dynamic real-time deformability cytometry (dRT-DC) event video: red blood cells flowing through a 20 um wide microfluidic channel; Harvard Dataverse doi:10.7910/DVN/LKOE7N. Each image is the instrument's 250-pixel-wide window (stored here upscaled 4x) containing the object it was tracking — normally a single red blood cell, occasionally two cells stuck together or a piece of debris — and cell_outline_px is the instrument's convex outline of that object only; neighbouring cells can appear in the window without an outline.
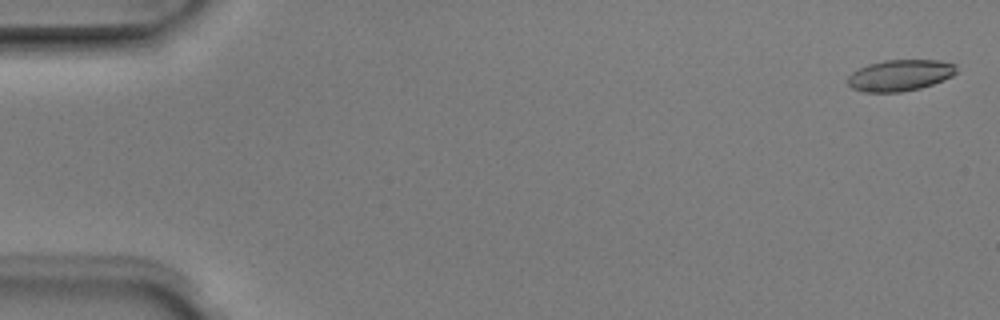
{"species": "Egyptian fruit bat (a non-hibernating species)", "species_latin": "Rousettus aegyptiacus", "temperature_condition": "room temperature", "stored_images_in_passage": 5, "camera_frame_rate_fps": 3000, "um_per_image_px": 0.085, "animal": {"sex": "male"}, "frame": {"image": 1, "passage_image": 1, "time_ms": 0.0, "image_size_px": [1000, 320], "cell_outline_px": [[956, 72], [952, 76], [944, 80], [920, 88], [900, 92], [864, 92], [852, 88], [848, 84], [848, 76], [852, 72], [868, 64], [884, 60], [940, 60], [956, 64]], "centroid_in_image_um": [76.5, 6.4], "position_along_channel_um": 8.5, "area_um2": 19.83}}
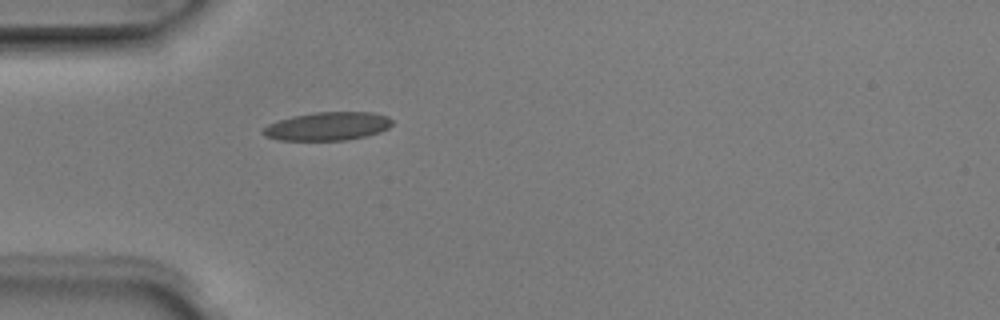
{"frame": {"image": 2, "passage_image": 5, "time_ms": 1.333, "image_size_px": [1000, 320], "cell_outline_px": [[392, 124], [388, 128], [380, 132], [364, 136], [344, 140], [280, 140], [264, 136], [260, 132], [268, 124], [292, 116], [316, 112], [372, 112], [388, 116], [392, 120]], "centroid_in_image_um": [27.84, 10.73], "position_along_channel_um": 57.2, "area_um2": 21.27}}